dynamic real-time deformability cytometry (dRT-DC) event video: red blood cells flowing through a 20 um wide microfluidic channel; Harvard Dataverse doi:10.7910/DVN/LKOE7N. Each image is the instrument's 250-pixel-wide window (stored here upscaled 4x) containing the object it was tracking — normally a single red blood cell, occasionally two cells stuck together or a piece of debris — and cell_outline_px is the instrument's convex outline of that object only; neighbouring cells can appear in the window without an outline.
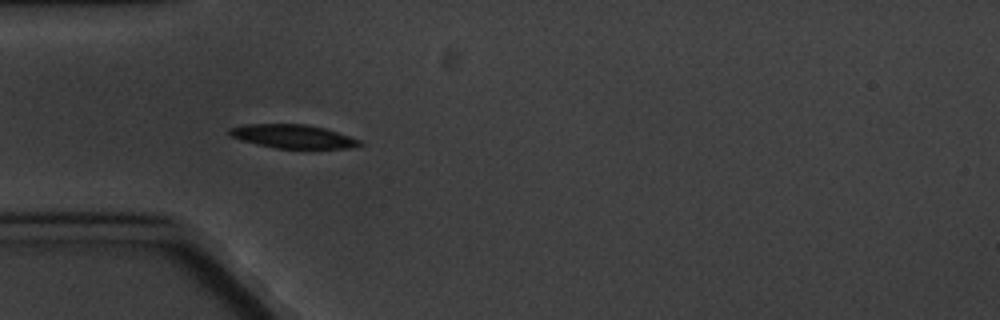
{"species": "common noctule bat (a hibernating species)", "species_latin": "Nyctalus noctula", "temperature_condition": "cold", "stored_images_in_passage": 6, "camera_frame_rate_fps": 3000, "um_per_image_px": 0.085, "animal": {"sex": "male", "body_mass_g": 20.1, "forearm_length_mm": 53.5}, "frame": {"image": 1, "passage_image": 5, "time_ms": 5.667, "image_size_px": [1000, 320], "cell_outline_px": [[364, 144], [360, 148], [276, 148], [256, 144], [240, 140], [228, 136], [228, 128], [244, 124], [308, 124], [324, 128], [360, 140]], "centroid_in_image_um": [24.88, 11.59], "position_along_channel_um": 60.1, "area_um2": 18.09}}